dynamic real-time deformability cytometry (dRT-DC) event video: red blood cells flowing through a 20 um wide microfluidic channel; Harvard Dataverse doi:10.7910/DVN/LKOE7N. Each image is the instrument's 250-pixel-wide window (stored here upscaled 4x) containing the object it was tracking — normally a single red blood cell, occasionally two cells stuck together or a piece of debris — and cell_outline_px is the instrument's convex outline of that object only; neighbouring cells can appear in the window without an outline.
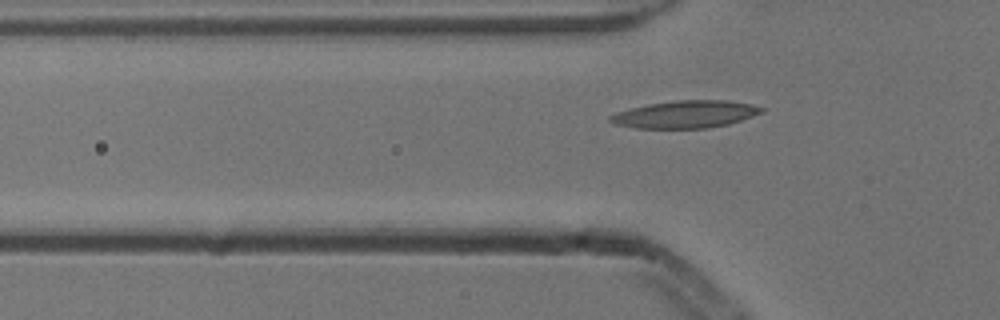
{"species": "common noctule bat (a hibernating species)", "species_latin": "Nyctalus noctula", "temperature_condition": "cold", "stored_images_in_passage": 3, "camera_frame_rate_fps": 3000, "um_per_image_px": 0.085, "animal": {"sex": "male", "body_mass_g": 13.3}, "frame": {"image": 1, "passage_image": 3, "time_ms": 0.667, "image_size_px": [1000, 320], "cell_outline_px": [[764, 112], [728, 124], [708, 128], [636, 128], [612, 124], [608, 120], [608, 116], [616, 112], [648, 104], [676, 100], [728, 100], [752, 104], [764, 108]], "centroid_in_image_um": [58.24, 9.71], "position_along_channel_um": 67.6, "area_um2": 24.22}}